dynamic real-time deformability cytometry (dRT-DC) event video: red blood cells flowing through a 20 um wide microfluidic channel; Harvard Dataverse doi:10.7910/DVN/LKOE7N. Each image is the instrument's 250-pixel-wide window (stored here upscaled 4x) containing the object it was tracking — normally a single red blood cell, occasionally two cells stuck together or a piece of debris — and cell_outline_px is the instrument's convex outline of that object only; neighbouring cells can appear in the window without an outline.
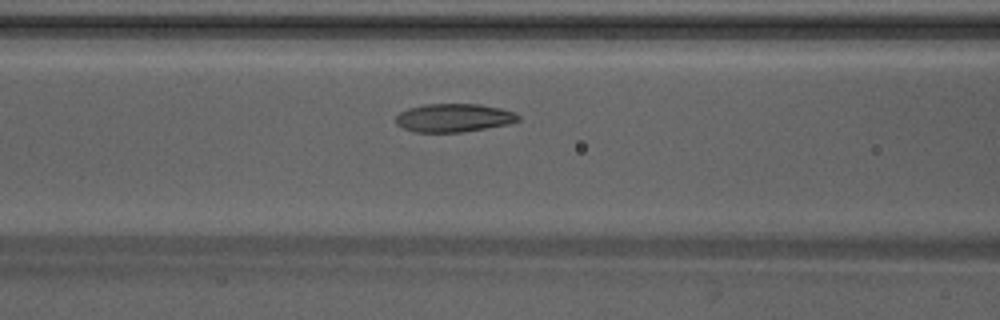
{"species": "Egyptian fruit bat (a non-hibernating species)", "species_latin": "Rousettus aegyptiacus", "temperature_condition": "warm", "stored_images_in_passage": 32, "camera_frame_rate_fps": 3000, "um_per_image_px": 0.085, "animal": {"sex": "male"}, "frame": {"image": 1, "passage_image": 9, "time_ms": 2.667, "image_size_px": [1000, 320], "cell_outline_px": [[520, 120], [508, 124], [460, 132], [416, 132], [404, 128], [396, 124], [396, 116], [400, 112], [408, 108], [424, 104], [480, 104], [500, 108], [516, 112], [520, 116]], "centroid_in_image_um": [38.58, 10.0], "position_along_channel_um": 128.0, "area_um2": 20.17}}
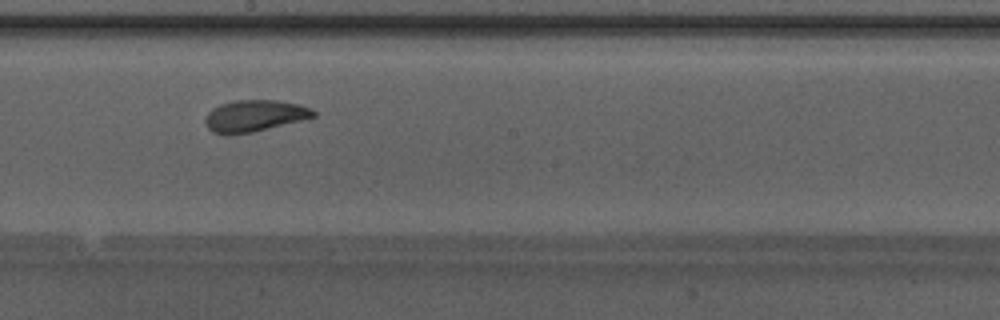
{"frame": {"image": 2, "passage_image": 16, "time_ms": 5.0, "image_size_px": [1000, 320], "cell_outline_px": [[316, 116], [252, 132], [212, 132], [208, 128], [204, 120], [208, 112], [212, 108], [220, 104], [236, 100], [276, 100], [300, 104], [316, 112]], "centroid_in_image_um": [21.63, 9.81], "position_along_channel_um": 226.6, "area_um2": 19.31}}
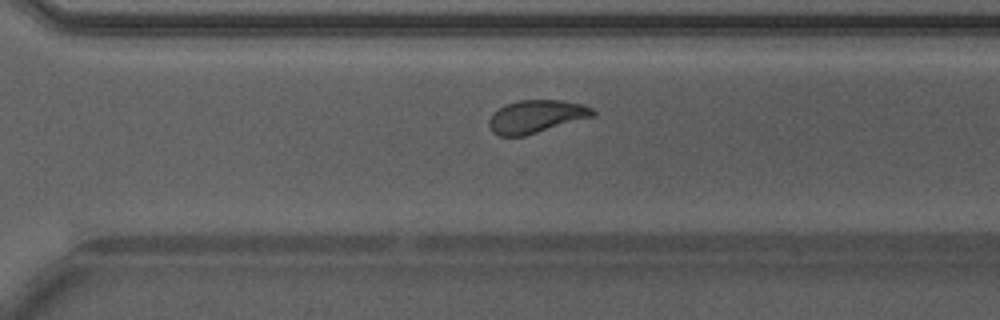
{"frame": {"image": 3, "passage_image": 23, "time_ms": 7.333, "image_size_px": [1000, 320], "cell_outline_px": [[596, 112], [592, 116], [524, 136], [500, 136], [492, 132], [488, 124], [488, 120], [492, 112], [508, 104], [520, 100], [564, 100], [580, 104], [592, 108]], "centroid_in_image_um": [45.52, 9.9], "position_along_channel_um": 325.1, "area_um2": 19.59}, "authors_computed_cell_mechanics": {"area_um2": 20.0277, "velocity_mm_per_s": 4.2328, "shape_relaxation_time_tau1_ms": 3.8123, "shape_relaxation_time_tau2_ms": 1.6076, "deformation_change_tau1": 0.1382, "deformation_change_tau2": 0.0651}}